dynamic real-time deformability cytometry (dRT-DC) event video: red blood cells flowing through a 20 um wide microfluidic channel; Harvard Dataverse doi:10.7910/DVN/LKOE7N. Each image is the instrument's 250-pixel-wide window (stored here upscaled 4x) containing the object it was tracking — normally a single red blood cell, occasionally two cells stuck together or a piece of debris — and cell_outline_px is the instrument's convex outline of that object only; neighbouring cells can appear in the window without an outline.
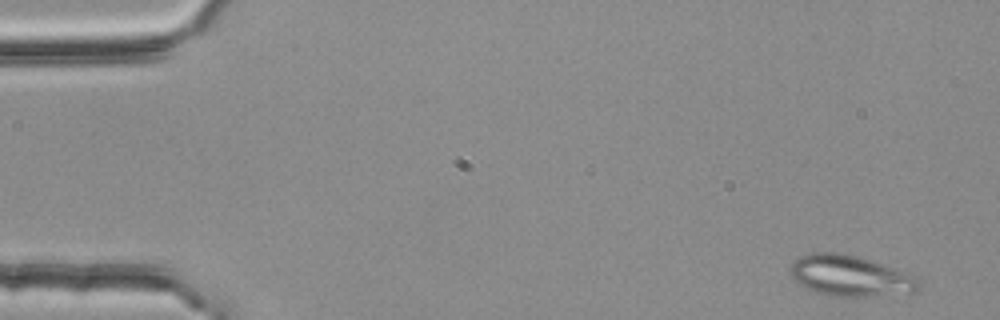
{"species": "common noctule bat (a hibernating species)", "species_latin": "Nyctalus noctula", "temperature_condition": "room temperature", "stored_images_in_passage": 3, "camera_frame_rate_fps": 3000, "um_per_image_px": 0.085, "animal": {"sex": "female", "body_mass_g": 25.1}, "frame": {"image": 1, "passage_image": 1, "time_ms": 0.0, "image_size_px": [1000, 320], "cell_outline_px": [[920, 288], [916, 292], [864, 296], [836, 296], [820, 292], [808, 288], [800, 284], [792, 276], [792, 264], [800, 256], [812, 252], [840, 252], [856, 256], [908, 272], [916, 276], [920, 280]], "centroid_in_image_um": [72.34, 23.43], "position_along_channel_um": 12.7, "area_um2": 30.11}}